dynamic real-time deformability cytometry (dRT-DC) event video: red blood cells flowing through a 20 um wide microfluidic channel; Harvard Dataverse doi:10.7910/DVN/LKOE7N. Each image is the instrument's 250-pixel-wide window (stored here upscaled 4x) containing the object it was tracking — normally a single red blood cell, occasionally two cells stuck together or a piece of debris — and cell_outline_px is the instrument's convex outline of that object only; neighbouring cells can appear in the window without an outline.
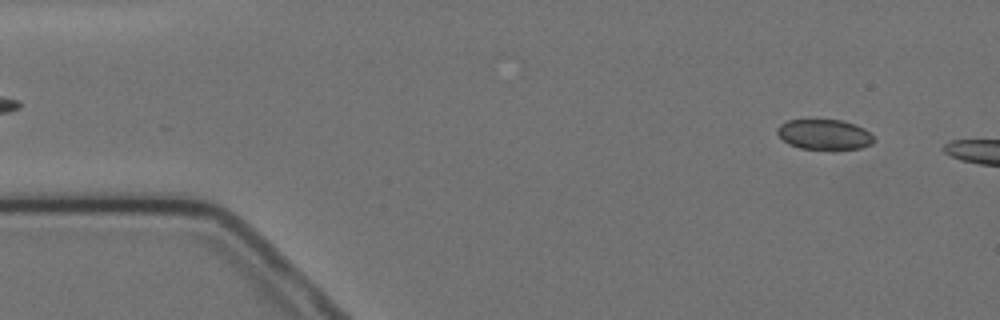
{"species": "Egyptian fruit bat (a non-hibernating species)", "species_latin": "Rousettus aegyptiacus", "temperature_condition": "cold", "stored_images_in_passage": 3, "camera_frame_rate_fps": 3000, "um_per_image_px": 0.085, "animal": {"sex": "female"}, "frame": {"image": 1, "passage_image": 1, "time_ms": 0.0, "image_size_px": [1000, 320], "cell_outline_px": [[876, 140], [872, 144], [860, 148], [836, 152], [832, 152], [800, 148], [788, 144], [776, 132], [776, 128], [780, 124], [788, 120], [840, 120], [864, 128]], "centroid_in_image_um": [70.08, 11.49], "position_along_channel_um": 14.9, "area_um2": 17.57}}